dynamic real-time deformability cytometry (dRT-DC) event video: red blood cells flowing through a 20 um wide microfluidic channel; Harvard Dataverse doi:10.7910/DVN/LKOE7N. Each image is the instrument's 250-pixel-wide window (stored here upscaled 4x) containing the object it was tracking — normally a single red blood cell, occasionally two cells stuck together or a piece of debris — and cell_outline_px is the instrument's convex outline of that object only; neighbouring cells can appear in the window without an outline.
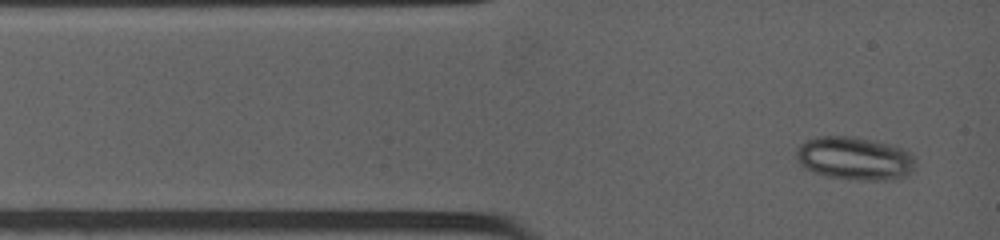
{"species": "common noctule bat (a hibernating species)", "species_latin": "Nyctalus noctula", "temperature_condition": "warm", "stored_images_in_passage": 14, "camera_frame_rate_fps": 4500, "um_per_image_px": 0.085, "animal": {"sex": "female", "body_mass_g": 19.0, "forearm_length_mm": 53.3}, "frame": {"image": 1, "passage_image": 1, "time_ms": 0.0, "image_size_px": [1000, 240], "cell_outline_px": [[912, 172], [908, 176], [896, 180], [856, 180], [828, 176], [812, 172], [804, 168], [796, 160], [796, 152], [800, 144], [816, 136], [856, 136], [876, 140], [892, 144], [908, 152], [912, 156]], "centroid_in_image_um": [72.62, 13.46], "position_along_channel_um": 12.4, "area_um2": 30.23}}
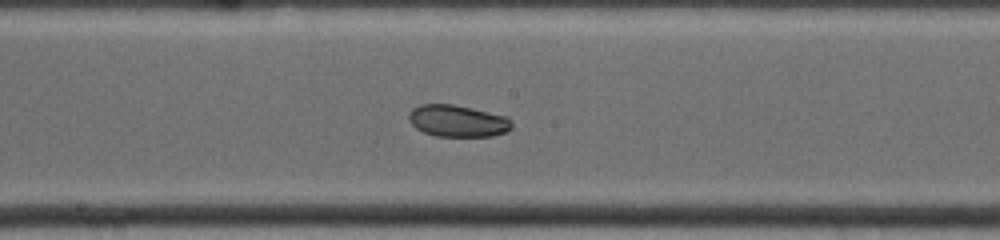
{"frame": {"image": 2, "passage_image": 11, "time_ms": 5.778, "image_size_px": [1000, 240], "cell_outline_px": [[512, 128], [504, 132], [492, 136], [436, 136], [424, 132], [416, 128], [408, 120], [408, 112], [412, 108], [420, 104], [452, 104], [472, 108], [508, 116], [512, 120]], "centroid_in_image_um": [38.89, 10.27], "position_along_channel_um": 209.3, "area_um2": 19.25}}
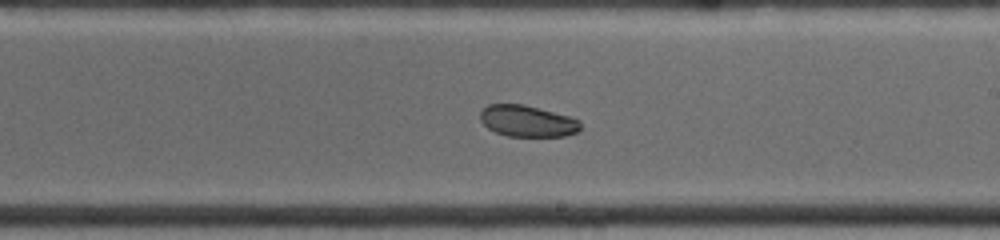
{"frame": {"image": 3, "passage_image": 13, "time_ms": 6.667, "image_size_px": [1000, 240], "cell_outline_px": [[580, 128], [576, 132], [564, 136], [508, 136], [496, 132], [488, 128], [480, 120], [480, 112], [488, 104], [524, 104], [568, 116], [580, 120]], "centroid_in_image_um": [44.81, 10.29], "position_along_channel_um": 244.2, "area_um2": 18.21}}